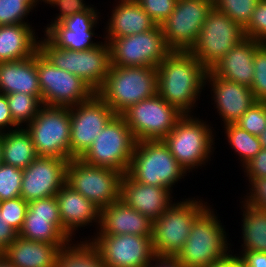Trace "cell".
Here are the masks:
<instances>
[{
    "mask_svg": "<svg viewBox=\"0 0 266 267\" xmlns=\"http://www.w3.org/2000/svg\"><path fill=\"white\" fill-rule=\"evenodd\" d=\"M208 70L189 51H172L157 66V94L183 115L191 114Z\"/></svg>",
    "mask_w": 266,
    "mask_h": 267,
    "instance_id": "1",
    "label": "cell"
},
{
    "mask_svg": "<svg viewBox=\"0 0 266 267\" xmlns=\"http://www.w3.org/2000/svg\"><path fill=\"white\" fill-rule=\"evenodd\" d=\"M96 94L120 115L129 106L157 94V67L110 65L107 78Z\"/></svg>",
    "mask_w": 266,
    "mask_h": 267,
    "instance_id": "2",
    "label": "cell"
},
{
    "mask_svg": "<svg viewBox=\"0 0 266 267\" xmlns=\"http://www.w3.org/2000/svg\"><path fill=\"white\" fill-rule=\"evenodd\" d=\"M220 222L208 206L195 218L187 241L176 255L185 267H208L230 255Z\"/></svg>",
    "mask_w": 266,
    "mask_h": 267,
    "instance_id": "3",
    "label": "cell"
},
{
    "mask_svg": "<svg viewBox=\"0 0 266 267\" xmlns=\"http://www.w3.org/2000/svg\"><path fill=\"white\" fill-rule=\"evenodd\" d=\"M186 172L163 140H142L136 143L127 174L139 183L172 191Z\"/></svg>",
    "mask_w": 266,
    "mask_h": 267,
    "instance_id": "4",
    "label": "cell"
},
{
    "mask_svg": "<svg viewBox=\"0 0 266 267\" xmlns=\"http://www.w3.org/2000/svg\"><path fill=\"white\" fill-rule=\"evenodd\" d=\"M39 41V51L57 68L80 77L96 93L104 84L111 65L107 41L85 51L58 48L47 37Z\"/></svg>",
    "mask_w": 266,
    "mask_h": 267,
    "instance_id": "5",
    "label": "cell"
},
{
    "mask_svg": "<svg viewBox=\"0 0 266 267\" xmlns=\"http://www.w3.org/2000/svg\"><path fill=\"white\" fill-rule=\"evenodd\" d=\"M205 204V205H204ZM189 198L172 203L152 223V246L157 256H176L188 239L192 223L206 208V203Z\"/></svg>",
    "mask_w": 266,
    "mask_h": 267,
    "instance_id": "6",
    "label": "cell"
},
{
    "mask_svg": "<svg viewBox=\"0 0 266 267\" xmlns=\"http://www.w3.org/2000/svg\"><path fill=\"white\" fill-rule=\"evenodd\" d=\"M137 140L120 115H115L80 157L89 165L127 173Z\"/></svg>",
    "mask_w": 266,
    "mask_h": 267,
    "instance_id": "7",
    "label": "cell"
},
{
    "mask_svg": "<svg viewBox=\"0 0 266 267\" xmlns=\"http://www.w3.org/2000/svg\"><path fill=\"white\" fill-rule=\"evenodd\" d=\"M202 121V122H201ZM197 117L183 115L163 139L170 152L186 171L204 165L212 155L214 135L210 125Z\"/></svg>",
    "mask_w": 266,
    "mask_h": 267,
    "instance_id": "8",
    "label": "cell"
},
{
    "mask_svg": "<svg viewBox=\"0 0 266 267\" xmlns=\"http://www.w3.org/2000/svg\"><path fill=\"white\" fill-rule=\"evenodd\" d=\"M123 173L116 169L89 165L80 158L68 161L66 184L100 210L120 199Z\"/></svg>",
    "mask_w": 266,
    "mask_h": 267,
    "instance_id": "9",
    "label": "cell"
},
{
    "mask_svg": "<svg viewBox=\"0 0 266 267\" xmlns=\"http://www.w3.org/2000/svg\"><path fill=\"white\" fill-rule=\"evenodd\" d=\"M27 126L37 156L70 160L69 107L43 105Z\"/></svg>",
    "mask_w": 266,
    "mask_h": 267,
    "instance_id": "10",
    "label": "cell"
},
{
    "mask_svg": "<svg viewBox=\"0 0 266 267\" xmlns=\"http://www.w3.org/2000/svg\"><path fill=\"white\" fill-rule=\"evenodd\" d=\"M245 38L244 28L214 7L189 52L210 71L230 49Z\"/></svg>",
    "mask_w": 266,
    "mask_h": 267,
    "instance_id": "11",
    "label": "cell"
},
{
    "mask_svg": "<svg viewBox=\"0 0 266 267\" xmlns=\"http://www.w3.org/2000/svg\"><path fill=\"white\" fill-rule=\"evenodd\" d=\"M111 65L157 67L171 52L160 25L154 29L120 38H106Z\"/></svg>",
    "mask_w": 266,
    "mask_h": 267,
    "instance_id": "12",
    "label": "cell"
},
{
    "mask_svg": "<svg viewBox=\"0 0 266 267\" xmlns=\"http://www.w3.org/2000/svg\"><path fill=\"white\" fill-rule=\"evenodd\" d=\"M124 119L137 141L163 140L183 116L158 94L125 109Z\"/></svg>",
    "mask_w": 266,
    "mask_h": 267,
    "instance_id": "13",
    "label": "cell"
},
{
    "mask_svg": "<svg viewBox=\"0 0 266 267\" xmlns=\"http://www.w3.org/2000/svg\"><path fill=\"white\" fill-rule=\"evenodd\" d=\"M36 66L43 105L70 108L94 94L80 77L57 68L39 50Z\"/></svg>",
    "mask_w": 266,
    "mask_h": 267,
    "instance_id": "14",
    "label": "cell"
},
{
    "mask_svg": "<svg viewBox=\"0 0 266 267\" xmlns=\"http://www.w3.org/2000/svg\"><path fill=\"white\" fill-rule=\"evenodd\" d=\"M213 8V0H177L174 11L161 24L168 47L172 51H190Z\"/></svg>",
    "mask_w": 266,
    "mask_h": 267,
    "instance_id": "15",
    "label": "cell"
},
{
    "mask_svg": "<svg viewBox=\"0 0 266 267\" xmlns=\"http://www.w3.org/2000/svg\"><path fill=\"white\" fill-rule=\"evenodd\" d=\"M115 115L96 93L70 107V160L80 158Z\"/></svg>",
    "mask_w": 266,
    "mask_h": 267,
    "instance_id": "16",
    "label": "cell"
},
{
    "mask_svg": "<svg viewBox=\"0 0 266 267\" xmlns=\"http://www.w3.org/2000/svg\"><path fill=\"white\" fill-rule=\"evenodd\" d=\"M97 236V238H96ZM92 243L106 267H151L155 253L151 236L97 234Z\"/></svg>",
    "mask_w": 266,
    "mask_h": 267,
    "instance_id": "17",
    "label": "cell"
},
{
    "mask_svg": "<svg viewBox=\"0 0 266 267\" xmlns=\"http://www.w3.org/2000/svg\"><path fill=\"white\" fill-rule=\"evenodd\" d=\"M18 236L27 240L54 245H67L68 242L72 241L62 229L55 196L28 203L23 226Z\"/></svg>",
    "mask_w": 266,
    "mask_h": 267,
    "instance_id": "18",
    "label": "cell"
},
{
    "mask_svg": "<svg viewBox=\"0 0 266 267\" xmlns=\"http://www.w3.org/2000/svg\"><path fill=\"white\" fill-rule=\"evenodd\" d=\"M68 160L57 157L37 156L23 169L21 197L28 203L55 196L66 183Z\"/></svg>",
    "mask_w": 266,
    "mask_h": 267,
    "instance_id": "19",
    "label": "cell"
},
{
    "mask_svg": "<svg viewBox=\"0 0 266 267\" xmlns=\"http://www.w3.org/2000/svg\"><path fill=\"white\" fill-rule=\"evenodd\" d=\"M99 14L93 7L86 11L75 13L58 23L48 24L45 36L58 48L75 51L93 49L101 43H93L95 35L93 27L96 26Z\"/></svg>",
    "mask_w": 266,
    "mask_h": 267,
    "instance_id": "20",
    "label": "cell"
},
{
    "mask_svg": "<svg viewBox=\"0 0 266 267\" xmlns=\"http://www.w3.org/2000/svg\"><path fill=\"white\" fill-rule=\"evenodd\" d=\"M170 192L165 187L139 183L127 173L123 174L120 182V199L152 221L158 219L172 204Z\"/></svg>",
    "mask_w": 266,
    "mask_h": 267,
    "instance_id": "21",
    "label": "cell"
},
{
    "mask_svg": "<svg viewBox=\"0 0 266 267\" xmlns=\"http://www.w3.org/2000/svg\"><path fill=\"white\" fill-rule=\"evenodd\" d=\"M206 82L213 86L211 88L214 93V102L225 125L235 124L241 115L256 102L251 88L246 85L217 77L211 71L207 73Z\"/></svg>",
    "mask_w": 266,
    "mask_h": 267,
    "instance_id": "22",
    "label": "cell"
},
{
    "mask_svg": "<svg viewBox=\"0 0 266 267\" xmlns=\"http://www.w3.org/2000/svg\"><path fill=\"white\" fill-rule=\"evenodd\" d=\"M152 223L147 216L119 199L100 210V228L97 234L151 236Z\"/></svg>",
    "mask_w": 266,
    "mask_h": 267,
    "instance_id": "23",
    "label": "cell"
},
{
    "mask_svg": "<svg viewBox=\"0 0 266 267\" xmlns=\"http://www.w3.org/2000/svg\"><path fill=\"white\" fill-rule=\"evenodd\" d=\"M55 198L58 203L62 229L71 240L78 227H85L93 222H97L99 227L100 209L66 183L55 195Z\"/></svg>",
    "mask_w": 266,
    "mask_h": 267,
    "instance_id": "24",
    "label": "cell"
},
{
    "mask_svg": "<svg viewBox=\"0 0 266 267\" xmlns=\"http://www.w3.org/2000/svg\"><path fill=\"white\" fill-rule=\"evenodd\" d=\"M262 43L245 38L210 70L215 76L251 87L254 77V55Z\"/></svg>",
    "mask_w": 266,
    "mask_h": 267,
    "instance_id": "25",
    "label": "cell"
},
{
    "mask_svg": "<svg viewBox=\"0 0 266 267\" xmlns=\"http://www.w3.org/2000/svg\"><path fill=\"white\" fill-rule=\"evenodd\" d=\"M118 3L113 8L106 26L105 38L126 37L152 30L157 26L136 0H119Z\"/></svg>",
    "mask_w": 266,
    "mask_h": 267,
    "instance_id": "26",
    "label": "cell"
},
{
    "mask_svg": "<svg viewBox=\"0 0 266 267\" xmlns=\"http://www.w3.org/2000/svg\"><path fill=\"white\" fill-rule=\"evenodd\" d=\"M41 96L36 53L26 59L0 63V93Z\"/></svg>",
    "mask_w": 266,
    "mask_h": 267,
    "instance_id": "27",
    "label": "cell"
},
{
    "mask_svg": "<svg viewBox=\"0 0 266 267\" xmlns=\"http://www.w3.org/2000/svg\"><path fill=\"white\" fill-rule=\"evenodd\" d=\"M63 246L17 236L1 254L16 267H55Z\"/></svg>",
    "mask_w": 266,
    "mask_h": 267,
    "instance_id": "28",
    "label": "cell"
},
{
    "mask_svg": "<svg viewBox=\"0 0 266 267\" xmlns=\"http://www.w3.org/2000/svg\"><path fill=\"white\" fill-rule=\"evenodd\" d=\"M30 26V24L0 26V63L26 59L39 50L35 30Z\"/></svg>",
    "mask_w": 266,
    "mask_h": 267,
    "instance_id": "29",
    "label": "cell"
},
{
    "mask_svg": "<svg viewBox=\"0 0 266 267\" xmlns=\"http://www.w3.org/2000/svg\"><path fill=\"white\" fill-rule=\"evenodd\" d=\"M37 157L30 134L22 127L2 133V163L25 169Z\"/></svg>",
    "mask_w": 266,
    "mask_h": 267,
    "instance_id": "30",
    "label": "cell"
},
{
    "mask_svg": "<svg viewBox=\"0 0 266 267\" xmlns=\"http://www.w3.org/2000/svg\"><path fill=\"white\" fill-rule=\"evenodd\" d=\"M243 205L242 251L266 252V210Z\"/></svg>",
    "mask_w": 266,
    "mask_h": 267,
    "instance_id": "31",
    "label": "cell"
},
{
    "mask_svg": "<svg viewBox=\"0 0 266 267\" xmlns=\"http://www.w3.org/2000/svg\"><path fill=\"white\" fill-rule=\"evenodd\" d=\"M69 243L60 248L55 267H106L91 239L73 246Z\"/></svg>",
    "mask_w": 266,
    "mask_h": 267,
    "instance_id": "32",
    "label": "cell"
},
{
    "mask_svg": "<svg viewBox=\"0 0 266 267\" xmlns=\"http://www.w3.org/2000/svg\"><path fill=\"white\" fill-rule=\"evenodd\" d=\"M225 127V133L227 134V140L239 154L241 162L244 167L248 162H250L257 153L262 149L258 136L250 134L246 130L241 129L236 124H227Z\"/></svg>",
    "mask_w": 266,
    "mask_h": 267,
    "instance_id": "33",
    "label": "cell"
},
{
    "mask_svg": "<svg viewBox=\"0 0 266 267\" xmlns=\"http://www.w3.org/2000/svg\"><path fill=\"white\" fill-rule=\"evenodd\" d=\"M8 106L13 121L20 127L22 123L28 125L43 106L41 96L22 93L6 94ZM27 123V124H26Z\"/></svg>",
    "mask_w": 266,
    "mask_h": 267,
    "instance_id": "34",
    "label": "cell"
},
{
    "mask_svg": "<svg viewBox=\"0 0 266 267\" xmlns=\"http://www.w3.org/2000/svg\"><path fill=\"white\" fill-rule=\"evenodd\" d=\"M214 7L245 28L259 0H213Z\"/></svg>",
    "mask_w": 266,
    "mask_h": 267,
    "instance_id": "35",
    "label": "cell"
},
{
    "mask_svg": "<svg viewBox=\"0 0 266 267\" xmlns=\"http://www.w3.org/2000/svg\"><path fill=\"white\" fill-rule=\"evenodd\" d=\"M35 6V0H0V26L28 24L23 20Z\"/></svg>",
    "mask_w": 266,
    "mask_h": 267,
    "instance_id": "36",
    "label": "cell"
},
{
    "mask_svg": "<svg viewBox=\"0 0 266 267\" xmlns=\"http://www.w3.org/2000/svg\"><path fill=\"white\" fill-rule=\"evenodd\" d=\"M23 169L2 163L0 165V201L21 196Z\"/></svg>",
    "mask_w": 266,
    "mask_h": 267,
    "instance_id": "37",
    "label": "cell"
},
{
    "mask_svg": "<svg viewBox=\"0 0 266 267\" xmlns=\"http://www.w3.org/2000/svg\"><path fill=\"white\" fill-rule=\"evenodd\" d=\"M235 124L250 134L259 136L266 128V102L256 101Z\"/></svg>",
    "mask_w": 266,
    "mask_h": 267,
    "instance_id": "38",
    "label": "cell"
},
{
    "mask_svg": "<svg viewBox=\"0 0 266 267\" xmlns=\"http://www.w3.org/2000/svg\"><path fill=\"white\" fill-rule=\"evenodd\" d=\"M28 209V202L21 196L0 201V214L5 222L17 233L21 230Z\"/></svg>",
    "mask_w": 266,
    "mask_h": 267,
    "instance_id": "39",
    "label": "cell"
},
{
    "mask_svg": "<svg viewBox=\"0 0 266 267\" xmlns=\"http://www.w3.org/2000/svg\"><path fill=\"white\" fill-rule=\"evenodd\" d=\"M250 88L256 101L266 102V43L256 49L254 77Z\"/></svg>",
    "mask_w": 266,
    "mask_h": 267,
    "instance_id": "40",
    "label": "cell"
},
{
    "mask_svg": "<svg viewBox=\"0 0 266 267\" xmlns=\"http://www.w3.org/2000/svg\"><path fill=\"white\" fill-rule=\"evenodd\" d=\"M244 32L246 38L266 43V0L258 1Z\"/></svg>",
    "mask_w": 266,
    "mask_h": 267,
    "instance_id": "41",
    "label": "cell"
},
{
    "mask_svg": "<svg viewBox=\"0 0 266 267\" xmlns=\"http://www.w3.org/2000/svg\"><path fill=\"white\" fill-rule=\"evenodd\" d=\"M143 10L160 25L174 11L177 0H136Z\"/></svg>",
    "mask_w": 266,
    "mask_h": 267,
    "instance_id": "42",
    "label": "cell"
},
{
    "mask_svg": "<svg viewBox=\"0 0 266 267\" xmlns=\"http://www.w3.org/2000/svg\"><path fill=\"white\" fill-rule=\"evenodd\" d=\"M251 191L244 202L250 206L266 210V178H248Z\"/></svg>",
    "mask_w": 266,
    "mask_h": 267,
    "instance_id": "43",
    "label": "cell"
},
{
    "mask_svg": "<svg viewBox=\"0 0 266 267\" xmlns=\"http://www.w3.org/2000/svg\"><path fill=\"white\" fill-rule=\"evenodd\" d=\"M83 0H53L50 5L59 7L60 14L55 18L53 23H58L66 17L75 13L86 11L90 6L86 5Z\"/></svg>",
    "mask_w": 266,
    "mask_h": 267,
    "instance_id": "44",
    "label": "cell"
},
{
    "mask_svg": "<svg viewBox=\"0 0 266 267\" xmlns=\"http://www.w3.org/2000/svg\"><path fill=\"white\" fill-rule=\"evenodd\" d=\"M243 168L248 178H266V149L262 148Z\"/></svg>",
    "mask_w": 266,
    "mask_h": 267,
    "instance_id": "45",
    "label": "cell"
},
{
    "mask_svg": "<svg viewBox=\"0 0 266 267\" xmlns=\"http://www.w3.org/2000/svg\"><path fill=\"white\" fill-rule=\"evenodd\" d=\"M12 126L14 129L20 128L14 121L10 113L6 94L0 93V132L4 133L6 130H2L5 127Z\"/></svg>",
    "mask_w": 266,
    "mask_h": 267,
    "instance_id": "46",
    "label": "cell"
},
{
    "mask_svg": "<svg viewBox=\"0 0 266 267\" xmlns=\"http://www.w3.org/2000/svg\"><path fill=\"white\" fill-rule=\"evenodd\" d=\"M238 256L245 267H266V252L242 251Z\"/></svg>",
    "mask_w": 266,
    "mask_h": 267,
    "instance_id": "47",
    "label": "cell"
},
{
    "mask_svg": "<svg viewBox=\"0 0 266 267\" xmlns=\"http://www.w3.org/2000/svg\"><path fill=\"white\" fill-rule=\"evenodd\" d=\"M17 236L18 233L5 222L0 214V253H2Z\"/></svg>",
    "mask_w": 266,
    "mask_h": 267,
    "instance_id": "48",
    "label": "cell"
},
{
    "mask_svg": "<svg viewBox=\"0 0 266 267\" xmlns=\"http://www.w3.org/2000/svg\"><path fill=\"white\" fill-rule=\"evenodd\" d=\"M155 265L151 267H185L176 256H157L155 255L152 262Z\"/></svg>",
    "mask_w": 266,
    "mask_h": 267,
    "instance_id": "49",
    "label": "cell"
},
{
    "mask_svg": "<svg viewBox=\"0 0 266 267\" xmlns=\"http://www.w3.org/2000/svg\"><path fill=\"white\" fill-rule=\"evenodd\" d=\"M236 255L237 254H230L225 259L213 263L208 267H245L242 261L239 259L238 255Z\"/></svg>",
    "mask_w": 266,
    "mask_h": 267,
    "instance_id": "50",
    "label": "cell"
},
{
    "mask_svg": "<svg viewBox=\"0 0 266 267\" xmlns=\"http://www.w3.org/2000/svg\"><path fill=\"white\" fill-rule=\"evenodd\" d=\"M0 267H16L5 256L0 253Z\"/></svg>",
    "mask_w": 266,
    "mask_h": 267,
    "instance_id": "51",
    "label": "cell"
},
{
    "mask_svg": "<svg viewBox=\"0 0 266 267\" xmlns=\"http://www.w3.org/2000/svg\"><path fill=\"white\" fill-rule=\"evenodd\" d=\"M261 148L266 149V128L262 131V133L258 136Z\"/></svg>",
    "mask_w": 266,
    "mask_h": 267,
    "instance_id": "52",
    "label": "cell"
},
{
    "mask_svg": "<svg viewBox=\"0 0 266 267\" xmlns=\"http://www.w3.org/2000/svg\"><path fill=\"white\" fill-rule=\"evenodd\" d=\"M2 164V133L0 132V165Z\"/></svg>",
    "mask_w": 266,
    "mask_h": 267,
    "instance_id": "53",
    "label": "cell"
},
{
    "mask_svg": "<svg viewBox=\"0 0 266 267\" xmlns=\"http://www.w3.org/2000/svg\"><path fill=\"white\" fill-rule=\"evenodd\" d=\"M41 1V0H40ZM47 4H50L53 0H42ZM39 2V0H35V3L37 4Z\"/></svg>",
    "mask_w": 266,
    "mask_h": 267,
    "instance_id": "54",
    "label": "cell"
}]
</instances>
